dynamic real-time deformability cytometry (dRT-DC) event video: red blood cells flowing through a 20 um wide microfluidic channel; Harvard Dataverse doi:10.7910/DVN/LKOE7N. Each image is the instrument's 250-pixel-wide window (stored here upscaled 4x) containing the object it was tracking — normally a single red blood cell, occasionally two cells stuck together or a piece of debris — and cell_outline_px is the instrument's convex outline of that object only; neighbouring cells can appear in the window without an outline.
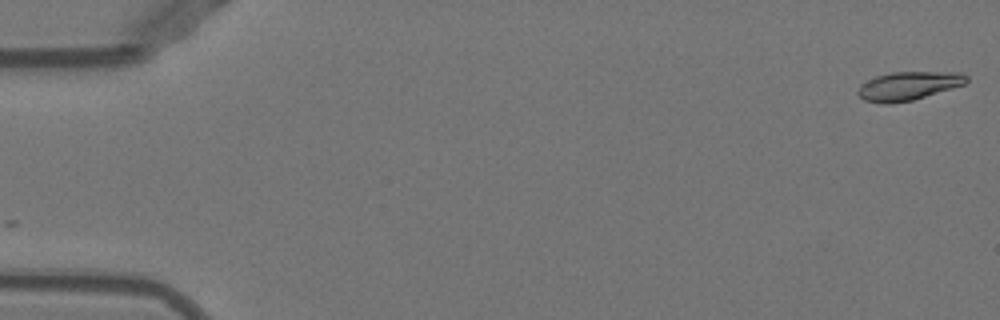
{"species": "Egyptian fruit bat (a non-hibernating species)", "species_latin": "Rousettus aegyptiacus", "temperature_condition": "warm", "stored_images_in_passage": 52, "camera_frame_rate_fps": 3000, "um_per_image_px": 0.085, "animal": {"sex": "female"}, "frame": {"image": 1, "passage_image": 1, "time_ms": 0.0, "image_size_px": [1000, 320], "cell_outline_px": [[968, 80], [964, 84], [952, 88], [912, 100], [888, 104], [864, 100], [856, 92], [860, 84], [876, 76], [892, 72], [960, 72], [968, 76]], "centroid_in_image_um": [77.2, 7.29], "position_along_channel_um": 7.8, "area_um2": 17.92}}
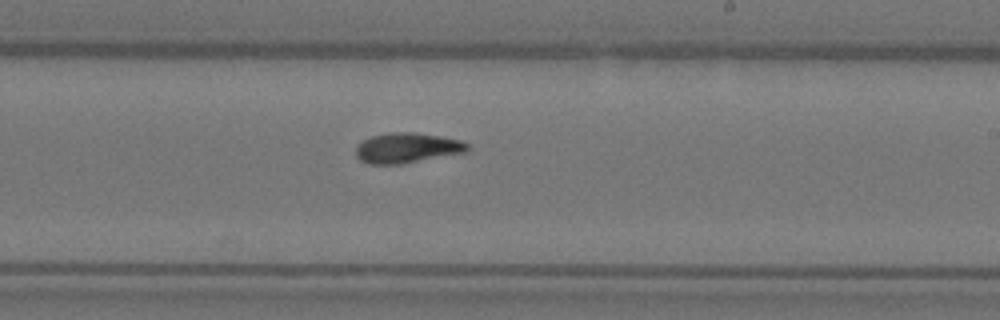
{"frame": {"image": 2, "passage_image": 31, "time_ms": 10.0, "image_size_px": [1000, 320], "cell_outline_px": [[468, 148], [464, 152], [404, 164], [368, 164], [360, 160], [356, 156], [356, 148], [364, 140], [372, 136], [388, 132], [416, 132], [440, 136], [460, 140], [468, 144]], "centroid_in_image_um": [34.58, 12.57], "position_along_channel_um": 254.4, "area_um2": 19.54}}
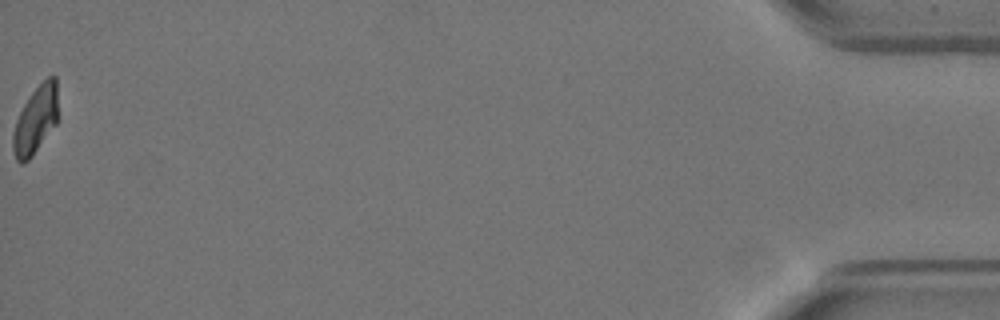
{"frame": {"image": 3, "passage_image": 52, "time_ms": 17.0, "image_size_px": [1000, 320], "cell_outline_px": [[60, 116], [56, 124], [32, 156], [28, 160], [20, 164], [16, 160], [12, 148], [12, 132], [16, 120], [24, 104], [32, 92], [48, 76], [56, 76]], "centroid_in_image_um": [3.06, 10.18], "position_along_channel_um": 432.1, "area_um2": 18.15}, "authors_computed_cell_mechanics": {"area_um2": 18.7272, "velocity_mm_per_s": 3.9481, "shape_relaxation_time_tau1_ms": 6.0794, "shape_relaxation_time_tau2_ms": 2.9144, "deformation_change_tau1": 0.2035, "deformation_change_tau2": 0.0766}}